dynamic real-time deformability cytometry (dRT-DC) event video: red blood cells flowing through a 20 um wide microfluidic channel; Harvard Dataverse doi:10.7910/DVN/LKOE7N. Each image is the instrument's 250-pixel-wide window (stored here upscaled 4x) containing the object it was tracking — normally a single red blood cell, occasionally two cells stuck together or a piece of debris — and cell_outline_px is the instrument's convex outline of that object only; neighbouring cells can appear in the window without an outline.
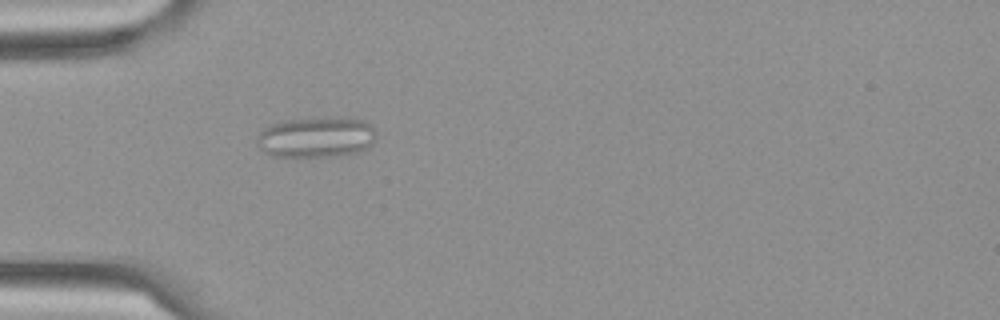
{"species": "Egyptian fruit bat (a non-hibernating species)", "species_latin": "Rousettus aegyptiacus", "temperature_condition": "cold", "stored_images_in_passage": 1, "camera_frame_rate_fps": 3000, "um_per_image_px": 0.085, "frame": {"image": 1, "passage_image": 1, "time_ms": 0.0, "image_size_px": [1000, 320], "cell_outline_px": [[376, 136], [372, 144], [356, 152], [324, 156], [272, 156], [264, 152], [260, 148], [256, 140], [256, 136], [264, 128], [272, 124], [288, 120], [332, 116], [364, 120], [372, 124], [376, 132]], "centroid_in_image_um": [26.88, 11.63], "position_along_channel_um": 58.1, "area_um2": 28.21}}